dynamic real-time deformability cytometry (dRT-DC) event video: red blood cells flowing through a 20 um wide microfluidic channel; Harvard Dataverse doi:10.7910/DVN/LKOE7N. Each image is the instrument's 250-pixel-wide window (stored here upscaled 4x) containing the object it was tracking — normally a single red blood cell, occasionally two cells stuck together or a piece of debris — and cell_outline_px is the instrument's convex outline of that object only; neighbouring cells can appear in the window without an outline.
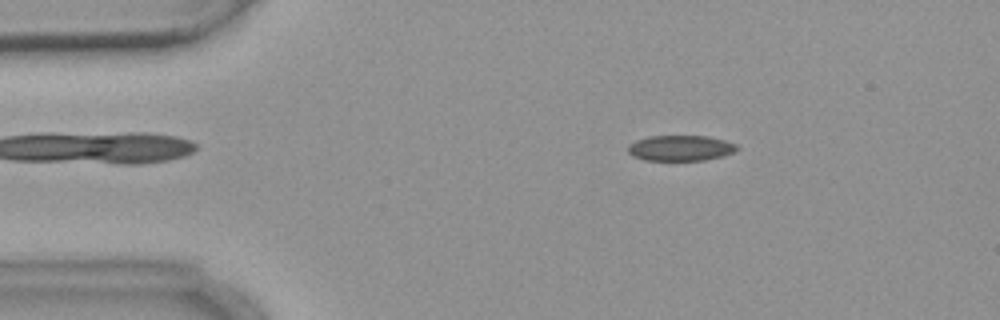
{"species": "common noctule bat (a hibernating species)", "species_latin": "Nyctalus noctula", "temperature_condition": "warm", "stored_images_in_passage": 7, "camera_frame_rate_fps": 3000, "um_per_image_px": 0.085, "animal": {"sex": "female", "body_mass_g": 18.4}, "frame": {"image": 1, "passage_image": 2, "time_ms": 1.333, "image_size_px": [1000, 320], "cell_outline_px": [[740, 148], [736, 152], [724, 156], [704, 160], [644, 160], [632, 156], [628, 152], [628, 144], [636, 140], [652, 136], [708, 136], [724, 140], [736, 144]], "centroid_in_image_um": [57.87, 12.59], "position_along_channel_um": 27.1, "area_um2": 16.36}}
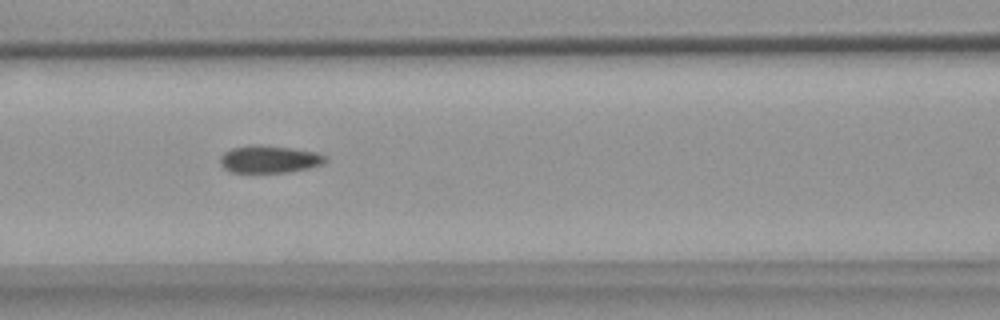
{"frame": {"image": 2, "passage_image": 6, "time_ms": 6.0, "image_size_px": [1000, 320], "cell_outline_px": [[328, 160], [324, 164], [308, 168], [288, 172], [232, 172], [224, 168], [220, 164], [220, 156], [224, 152], [232, 148], [256, 144], [260, 144], [292, 148], [316, 152], [328, 156]], "centroid_in_image_um": [22.92, 13.52], "position_along_channel_um": 143.7, "area_um2": 16.94}}
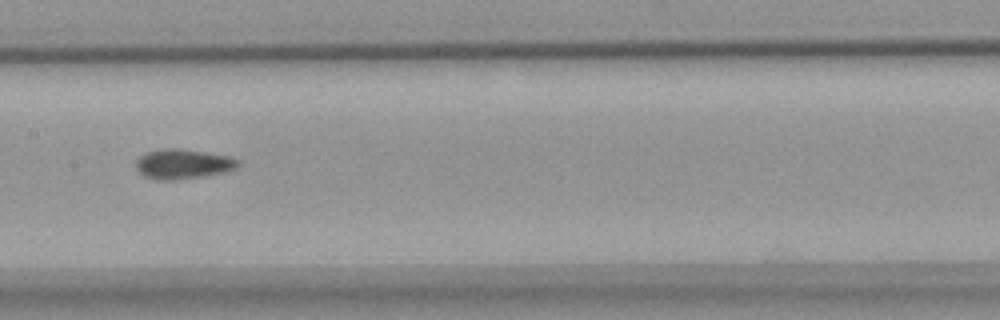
{"frame": {"image": 3, "passage_image": 7, "time_ms": 7.333, "image_size_px": [1000, 320], "cell_outline_px": [[240, 164], [236, 168], [224, 172], [204, 176], [176, 180], [156, 180], [144, 176], [136, 168], [136, 160], [140, 156], [148, 152], [160, 148], [180, 148], [228, 156], [240, 160]], "centroid_in_image_um": [15.54, 13.94], "position_along_channel_um": 191.9, "area_um2": 17.8}}